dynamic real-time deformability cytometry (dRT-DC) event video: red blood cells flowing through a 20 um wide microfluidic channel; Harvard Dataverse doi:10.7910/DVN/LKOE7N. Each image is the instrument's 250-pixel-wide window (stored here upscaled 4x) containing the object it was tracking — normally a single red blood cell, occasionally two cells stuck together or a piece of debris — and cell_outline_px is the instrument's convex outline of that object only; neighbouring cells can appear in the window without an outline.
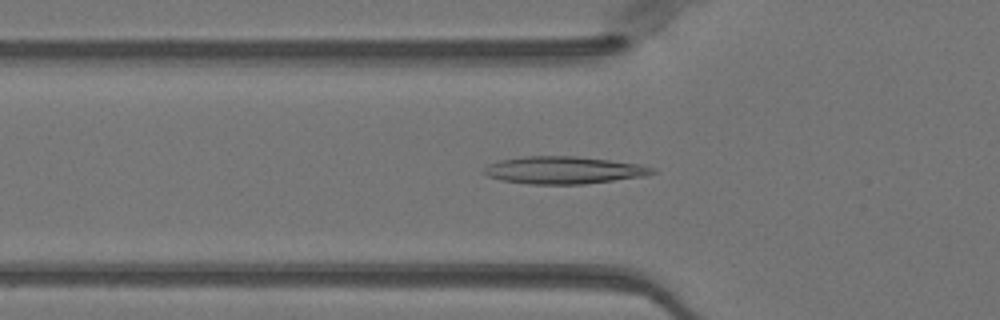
{"species": "Egyptian fruit bat (a non-hibernating species)", "species_latin": "Rousettus aegyptiacus", "temperature_condition": "warm", "stored_images_in_passage": 45, "camera_frame_rate_fps": 3000, "um_per_image_px": 0.085, "animal": {"sex": "female"}, "frame": {"image": 1, "passage_image": 16, "time_ms": 5.0, "image_size_px": [1000, 320], "cell_outline_px": [[656, 172], [644, 176], [584, 184], [532, 184], [504, 180], [488, 176], [484, 172], [484, 168], [488, 164], [500, 160], [524, 156], [576, 156], [640, 164], [656, 168]], "centroid_in_image_um": [47.94, 14.45], "position_along_channel_um": 77.9, "area_um2": 26.65}}
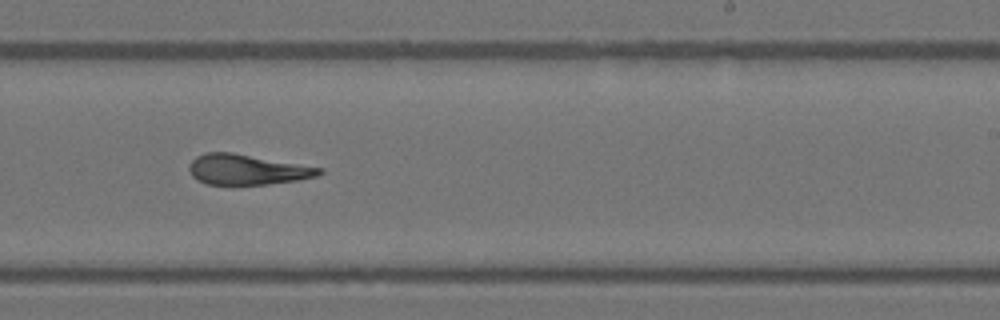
{"frame": {"image": 2, "passage_image": 30, "time_ms": 9.667, "image_size_px": [1000, 320], "cell_outline_px": [[324, 172], [320, 176], [296, 180], [268, 184], [204, 184], [196, 180], [192, 176], [188, 168], [192, 160], [196, 156], [204, 152], [232, 152], [324, 168]], "centroid_in_image_um": [21.01, 14.41], "position_along_channel_um": 268.0, "area_um2": 23.12}}
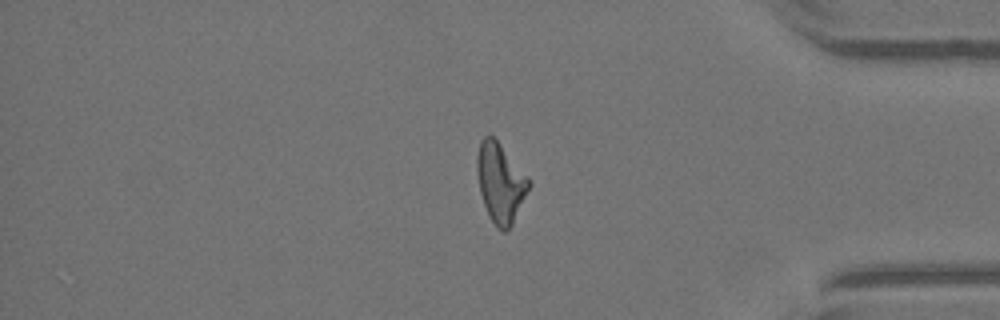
{"frame": {"image": 3, "passage_image": 41, "time_ms": 13.333, "image_size_px": [1000, 320], "cell_outline_px": [[532, 184], [512, 224], [504, 232], [496, 228], [484, 204], [480, 192], [476, 172], [476, 156], [480, 140], [484, 136], [492, 136], [496, 140], [528, 176]], "centroid_in_image_um": [42.53, 15.53], "position_along_channel_um": 392.7, "area_um2": 23.81}}